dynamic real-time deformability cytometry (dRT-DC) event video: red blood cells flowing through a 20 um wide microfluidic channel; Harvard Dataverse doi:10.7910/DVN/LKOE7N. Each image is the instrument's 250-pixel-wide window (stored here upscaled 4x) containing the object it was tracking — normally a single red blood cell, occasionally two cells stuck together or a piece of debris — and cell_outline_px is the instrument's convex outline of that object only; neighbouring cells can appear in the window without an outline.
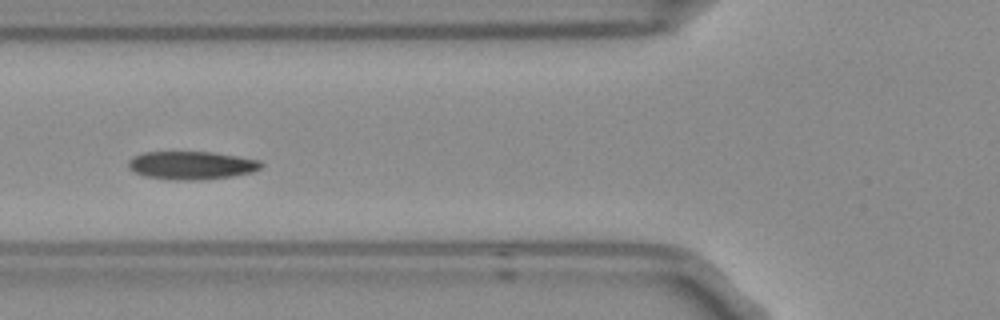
{"species": "Egyptian fruit bat (a non-hibernating species)", "species_latin": "Rousettus aegyptiacus", "temperature_condition": "room temperature", "stored_images_in_passage": 8, "camera_frame_rate_fps": 3000, "um_per_image_px": 0.085, "frame": {"image": 1, "passage_image": 6, "time_ms": 1.667, "image_size_px": [1000, 320], "cell_outline_px": [[264, 164], [260, 168], [252, 172], [232, 176], [200, 180], [172, 180], [144, 176], [128, 168], [128, 160], [132, 156], [144, 152], [212, 152], [260, 160]], "centroid_in_image_um": [16.26, 14.05], "position_along_channel_um": 109.5, "area_um2": 21.85}}